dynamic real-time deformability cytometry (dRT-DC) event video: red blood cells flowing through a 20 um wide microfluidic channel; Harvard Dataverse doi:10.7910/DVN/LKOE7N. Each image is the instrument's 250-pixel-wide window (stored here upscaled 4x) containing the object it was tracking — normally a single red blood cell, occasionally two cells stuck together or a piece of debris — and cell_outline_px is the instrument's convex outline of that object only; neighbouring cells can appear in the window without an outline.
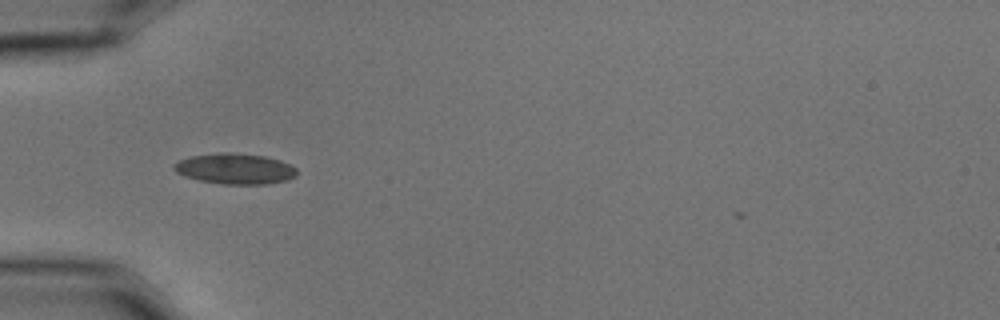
{"species": "common noctule bat (a hibernating species)", "species_latin": "Nyctalus noctula", "temperature_condition": "cold", "stored_images_in_passage": 37, "camera_frame_rate_fps": 3000, "um_per_image_px": 0.085, "animal": {"sex": "male", "body_mass_g": 15.6}, "frame": {"image": 1, "passage_image": 1, "time_ms": 0.0, "image_size_px": [1000, 320], "cell_outline_px": [[296, 176], [288, 180], [264, 184], [224, 184], [200, 180], [184, 176], [176, 172], [172, 168], [172, 164], [180, 160], [192, 156], [220, 152], [232, 152], [264, 156], [280, 160], [296, 168]], "centroid_in_image_um": [19.96, 14.34], "position_along_channel_um": 65.0, "area_um2": 21.91}}
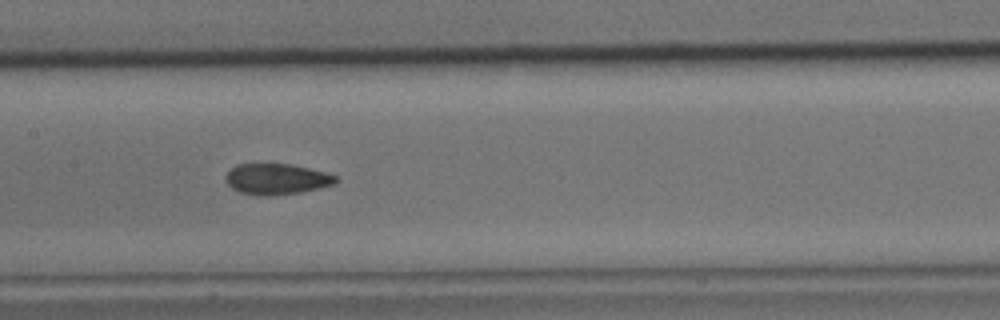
{"frame": {"image": 2, "passage_image": 11, "time_ms": 3.333, "image_size_px": [1000, 320], "cell_outline_px": [[340, 180], [332, 184], [300, 192], [268, 196], [264, 196], [240, 192], [232, 188], [228, 184], [224, 176], [236, 164], [292, 164], [324, 172], [336, 176]], "centroid_in_image_um": [23.48, 15.21], "position_along_channel_um": 183.9, "area_um2": 19.54}}
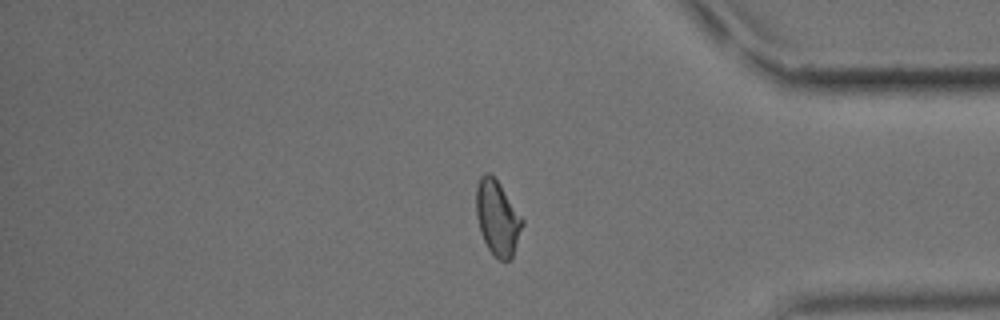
{"frame": {"image": 3, "passage_image": 30, "time_ms": 9.667, "image_size_px": [1000, 320], "cell_outline_px": [[524, 224], [512, 256], [508, 260], [500, 260], [488, 248], [480, 232], [476, 216], [476, 188], [480, 176], [484, 172], [488, 172], [500, 184], [524, 220]], "centroid_in_image_um": [42.27, 18.5], "position_along_channel_um": 392.9, "area_um2": 19.94}}